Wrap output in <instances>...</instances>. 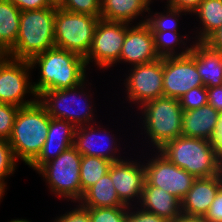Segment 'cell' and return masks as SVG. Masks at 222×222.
Returning a JSON list of instances; mask_svg holds the SVG:
<instances>
[{
	"label": "cell",
	"instance_id": "obj_1",
	"mask_svg": "<svg viewBox=\"0 0 222 222\" xmlns=\"http://www.w3.org/2000/svg\"><path fill=\"white\" fill-rule=\"evenodd\" d=\"M29 62L32 70L40 68V77L33 82L37 96L48 90L69 89L88 81L85 59L65 49L53 47L34 56Z\"/></svg>",
	"mask_w": 222,
	"mask_h": 222
},
{
	"label": "cell",
	"instance_id": "obj_2",
	"mask_svg": "<svg viewBox=\"0 0 222 222\" xmlns=\"http://www.w3.org/2000/svg\"><path fill=\"white\" fill-rule=\"evenodd\" d=\"M156 151L196 178L222 174V162L212 141L181 135L164 143Z\"/></svg>",
	"mask_w": 222,
	"mask_h": 222
},
{
	"label": "cell",
	"instance_id": "obj_3",
	"mask_svg": "<svg viewBox=\"0 0 222 222\" xmlns=\"http://www.w3.org/2000/svg\"><path fill=\"white\" fill-rule=\"evenodd\" d=\"M50 119L38 100L19 108L8 140L16 160L21 159L29 165L39 155L47 138Z\"/></svg>",
	"mask_w": 222,
	"mask_h": 222
},
{
	"label": "cell",
	"instance_id": "obj_4",
	"mask_svg": "<svg viewBox=\"0 0 222 222\" xmlns=\"http://www.w3.org/2000/svg\"><path fill=\"white\" fill-rule=\"evenodd\" d=\"M56 8V5H52L44 9L22 11L18 38L7 56L30 61L34 56L55 47Z\"/></svg>",
	"mask_w": 222,
	"mask_h": 222
},
{
	"label": "cell",
	"instance_id": "obj_5",
	"mask_svg": "<svg viewBox=\"0 0 222 222\" xmlns=\"http://www.w3.org/2000/svg\"><path fill=\"white\" fill-rule=\"evenodd\" d=\"M140 111L143 116L140 117L141 127L153 148L158 150L164 143L182 135L184 111L179 99L159 97L144 104Z\"/></svg>",
	"mask_w": 222,
	"mask_h": 222
},
{
	"label": "cell",
	"instance_id": "obj_6",
	"mask_svg": "<svg viewBox=\"0 0 222 222\" xmlns=\"http://www.w3.org/2000/svg\"><path fill=\"white\" fill-rule=\"evenodd\" d=\"M86 86L87 83L84 81L73 88L48 90L38 96V101L45 107L51 118L66 120L76 128L94 124L97 122L94 120L93 105L90 101L91 94L89 95L90 91L87 92Z\"/></svg>",
	"mask_w": 222,
	"mask_h": 222
},
{
	"label": "cell",
	"instance_id": "obj_7",
	"mask_svg": "<svg viewBox=\"0 0 222 222\" xmlns=\"http://www.w3.org/2000/svg\"><path fill=\"white\" fill-rule=\"evenodd\" d=\"M82 155L74 146L43 164L36 172L43 176L50 192L71 202L81 200L80 165Z\"/></svg>",
	"mask_w": 222,
	"mask_h": 222
},
{
	"label": "cell",
	"instance_id": "obj_8",
	"mask_svg": "<svg viewBox=\"0 0 222 222\" xmlns=\"http://www.w3.org/2000/svg\"><path fill=\"white\" fill-rule=\"evenodd\" d=\"M99 19L57 7L54 26L55 47L85 58L92 45Z\"/></svg>",
	"mask_w": 222,
	"mask_h": 222
},
{
	"label": "cell",
	"instance_id": "obj_9",
	"mask_svg": "<svg viewBox=\"0 0 222 222\" xmlns=\"http://www.w3.org/2000/svg\"><path fill=\"white\" fill-rule=\"evenodd\" d=\"M31 65L29 61L6 56L0 63V102L17 107L35 103L38 96L30 82ZM26 94V95H25ZM30 94L32 98L26 100Z\"/></svg>",
	"mask_w": 222,
	"mask_h": 222
},
{
	"label": "cell",
	"instance_id": "obj_10",
	"mask_svg": "<svg viewBox=\"0 0 222 222\" xmlns=\"http://www.w3.org/2000/svg\"><path fill=\"white\" fill-rule=\"evenodd\" d=\"M127 31V23L99 19L92 45L84 58L86 65L90 62L107 70L117 64Z\"/></svg>",
	"mask_w": 222,
	"mask_h": 222
},
{
	"label": "cell",
	"instance_id": "obj_11",
	"mask_svg": "<svg viewBox=\"0 0 222 222\" xmlns=\"http://www.w3.org/2000/svg\"><path fill=\"white\" fill-rule=\"evenodd\" d=\"M125 78L126 99L138 105L139 110L144 104L164 96L163 58L132 66Z\"/></svg>",
	"mask_w": 222,
	"mask_h": 222
},
{
	"label": "cell",
	"instance_id": "obj_12",
	"mask_svg": "<svg viewBox=\"0 0 222 222\" xmlns=\"http://www.w3.org/2000/svg\"><path fill=\"white\" fill-rule=\"evenodd\" d=\"M146 159L144 186H156L183 200L196 177L168 161L159 152Z\"/></svg>",
	"mask_w": 222,
	"mask_h": 222
},
{
	"label": "cell",
	"instance_id": "obj_13",
	"mask_svg": "<svg viewBox=\"0 0 222 222\" xmlns=\"http://www.w3.org/2000/svg\"><path fill=\"white\" fill-rule=\"evenodd\" d=\"M204 86L195 60L185 56L163 58L164 97L179 99L192 88Z\"/></svg>",
	"mask_w": 222,
	"mask_h": 222
},
{
	"label": "cell",
	"instance_id": "obj_14",
	"mask_svg": "<svg viewBox=\"0 0 222 222\" xmlns=\"http://www.w3.org/2000/svg\"><path fill=\"white\" fill-rule=\"evenodd\" d=\"M130 160V161H129ZM119 199L126 205L139 204L145 183L144 163L138 160L112 162L109 172Z\"/></svg>",
	"mask_w": 222,
	"mask_h": 222
},
{
	"label": "cell",
	"instance_id": "obj_15",
	"mask_svg": "<svg viewBox=\"0 0 222 222\" xmlns=\"http://www.w3.org/2000/svg\"><path fill=\"white\" fill-rule=\"evenodd\" d=\"M145 22L144 18L135 25L127 23L126 36L118 64L125 62L131 64L132 67L153 62L160 58L154 48L153 33Z\"/></svg>",
	"mask_w": 222,
	"mask_h": 222
},
{
	"label": "cell",
	"instance_id": "obj_16",
	"mask_svg": "<svg viewBox=\"0 0 222 222\" xmlns=\"http://www.w3.org/2000/svg\"><path fill=\"white\" fill-rule=\"evenodd\" d=\"M97 126L98 124L94 123V125L88 124L76 128L74 145H73L76 148V150L82 156L87 155V156L101 157L111 162H117L123 160L120 158L121 156L119 154L120 153L119 150L121 149L118 145L121 144L116 143V141L118 142V140L115 138L114 134H112L113 136L109 135L107 129L106 131L105 129L101 130L103 128ZM101 132L104 133L102 134Z\"/></svg>",
	"mask_w": 222,
	"mask_h": 222
},
{
	"label": "cell",
	"instance_id": "obj_17",
	"mask_svg": "<svg viewBox=\"0 0 222 222\" xmlns=\"http://www.w3.org/2000/svg\"><path fill=\"white\" fill-rule=\"evenodd\" d=\"M76 127L62 119L51 118L46 141L39 155L29 164L37 171L43 164L74 145Z\"/></svg>",
	"mask_w": 222,
	"mask_h": 222
},
{
	"label": "cell",
	"instance_id": "obj_18",
	"mask_svg": "<svg viewBox=\"0 0 222 222\" xmlns=\"http://www.w3.org/2000/svg\"><path fill=\"white\" fill-rule=\"evenodd\" d=\"M222 186V174L196 178L191 189L181 201L183 215L205 216Z\"/></svg>",
	"mask_w": 222,
	"mask_h": 222
},
{
	"label": "cell",
	"instance_id": "obj_19",
	"mask_svg": "<svg viewBox=\"0 0 222 222\" xmlns=\"http://www.w3.org/2000/svg\"><path fill=\"white\" fill-rule=\"evenodd\" d=\"M220 113L211 105L184 111L182 135L212 141L216 136Z\"/></svg>",
	"mask_w": 222,
	"mask_h": 222
},
{
	"label": "cell",
	"instance_id": "obj_20",
	"mask_svg": "<svg viewBox=\"0 0 222 222\" xmlns=\"http://www.w3.org/2000/svg\"><path fill=\"white\" fill-rule=\"evenodd\" d=\"M189 55L195 60L196 68L206 87L222 85V53L213 50L205 42L192 41Z\"/></svg>",
	"mask_w": 222,
	"mask_h": 222
},
{
	"label": "cell",
	"instance_id": "obj_21",
	"mask_svg": "<svg viewBox=\"0 0 222 222\" xmlns=\"http://www.w3.org/2000/svg\"><path fill=\"white\" fill-rule=\"evenodd\" d=\"M138 206L173 222L181 212V201L162 188L143 186Z\"/></svg>",
	"mask_w": 222,
	"mask_h": 222
},
{
	"label": "cell",
	"instance_id": "obj_22",
	"mask_svg": "<svg viewBox=\"0 0 222 222\" xmlns=\"http://www.w3.org/2000/svg\"><path fill=\"white\" fill-rule=\"evenodd\" d=\"M150 4V0H101L100 18L133 24L130 22L136 21L144 12H153Z\"/></svg>",
	"mask_w": 222,
	"mask_h": 222
},
{
	"label": "cell",
	"instance_id": "obj_23",
	"mask_svg": "<svg viewBox=\"0 0 222 222\" xmlns=\"http://www.w3.org/2000/svg\"><path fill=\"white\" fill-rule=\"evenodd\" d=\"M79 202L84 207H129L119 199L109 173L91 186Z\"/></svg>",
	"mask_w": 222,
	"mask_h": 222
},
{
	"label": "cell",
	"instance_id": "obj_24",
	"mask_svg": "<svg viewBox=\"0 0 222 222\" xmlns=\"http://www.w3.org/2000/svg\"><path fill=\"white\" fill-rule=\"evenodd\" d=\"M21 11L6 0H0V48L7 54L16 43Z\"/></svg>",
	"mask_w": 222,
	"mask_h": 222
},
{
	"label": "cell",
	"instance_id": "obj_25",
	"mask_svg": "<svg viewBox=\"0 0 222 222\" xmlns=\"http://www.w3.org/2000/svg\"><path fill=\"white\" fill-rule=\"evenodd\" d=\"M193 14L199 17L202 27L192 39H195V42H204L222 25V0H202Z\"/></svg>",
	"mask_w": 222,
	"mask_h": 222
},
{
	"label": "cell",
	"instance_id": "obj_26",
	"mask_svg": "<svg viewBox=\"0 0 222 222\" xmlns=\"http://www.w3.org/2000/svg\"><path fill=\"white\" fill-rule=\"evenodd\" d=\"M154 37V48L157 55L160 58L164 57H175V56H185L188 55L191 51L192 45L189 44L186 40L188 39L187 35H180L178 32L165 31V32H152ZM182 38H181V37ZM178 45V46H177ZM180 48L182 51L178 52L176 48ZM186 46V47H184ZM177 51V52H176Z\"/></svg>",
	"mask_w": 222,
	"mask_h": 222
},
{
	"label": "cell",
	"instance_id": "obj_27",
	"mask_svg": "<svg viewBox=\"0 0 222 222\" xmlns=\"http://www.w3.org/2000/svg\"><path fill=\"white\" fill-rule=\"evenodd\" d=\"M112 162L95 156H82L80 165L81 199L83 194L109 172Z\"/></svg>",
	"mask_w": 222,
	"mask_h": 222
},
{
	"label": "cell",
	"instance_id": "obj_28",
	"mask_svg": "<svg viewBox=\"0 0 222 222\" xmlns=\"http://www.w3.org/2000/svg\"><path fill=\"white\" fill-rule=\"evenodd\" d=\"M166 6L167 11L164 10V12L162 13L155 12L152 13V15H149L150 13H148V17L145 19V23L149 26L151 32L178 31V18L179 16L183 15L181 13H184V15H186L187 13L179 9L172 8L168 5Z\"/></svg>",
	"mask_w": 222,
	"mask_h": 222
},
{
	"label": "cell",
	"instance_id": "obj_29",
	"mask_svg": "<svg viewBox=\"0 0 222 222\" xmlns=\"http://www.w3.org/2000/svg\"><path fill=\"white\" fill-rule=\"evenodd\" d=\"M17 164L9 141L0 139V202L6 191L7 182L5 179L16 172Z\"/></svg>",
	"mask_w": 222,
	"mask_h": 222
},
{
	"label": "cell",
	"instance_id": "obj_30",
	"mask_svg": "<svg viewBox=\"0 0 222 222\" xmlns=\"http://www.w3.org/2000/svg\"><path fill=\"white\" fill-rule=\"evenodd\" d=\"M90 222H126L128 207H87Z\"/></svg>",
	"mask_w": 222,
	"mask_h": 222
},
{
	"label": "cell",
	"instance_id": "obj_31",
	"mask_svg": "<svg viewBox=\"0 0 222 222\" xmlns=\"http://www.w3.org/2000/svg\"><path fill=\"white\" fill-rule=\"evenodd\" d=\"M58 8L100 18L101 0H62Z\"/></svg>",
	"mask_w": 222,
	"mask_h": 222
},
{
	"label": "cell",
	"instance_id": "obj_32",
	"mask_svg": "<svg viewBox=\"0 0 222 222\" xmlns=\"http://www.w3.org/2000/svg\"><path fill=\"white\" fill-rule=\"evenodd\" d=\"M183 111H190L208 104V94L206 86L192 88L179 98Z\"/></svg>",
	"mask_w": 222,
	"mask_h": 222
},
{
	"label": "cell",
	"instance_id": "obj_33",
	"mask_svg": "<svg viewBox=\"0 0 222 222\" xmlns=\"http://www.w3.org/2000/svg\"><path fill=\"white\" fill-rule=\"evenodd\" d=\"M20 107L0 102V139L9 140Z\"/></svg>",
	"mask_w": 222,
	"mask_h": 222
},
{
	"label": "cell",
	"instance_id": "obj_34",
	"mask_svg": "<svg viewBox=\"0 0 222 222\" xmlns=\"http://www.w3.org/2000/svg\"><path fill=\"white\" fill-rule=\"evenodd\" d=\"M137 211H135V210ZM126 222H170L166 218L160 217L152 212H149L142 207H128V217Z\"/></svg>",
	"mask_w": 222,
	"mask_h": 222
},
{
	"label": "cell",
	"instance_id": "obj_35",
	"mask_svg": "<svg viewBox=\"0 0 222 222\" xmlns=\"http://www.w3.org/2000/svg\"><path fill=\"white\" fill-rule=\"evenodd\" d=\"M76 208L66 212L65 214L56 217L53 222H90V214L87 207H84L80 202Z\"/></svg>",
	"mask_w": 222,
	"mask_h": 222
},
{
	"label": "cell",
	"instance_id": "obj_36",
	"mask_svg": "<svg viewBox=\"0 0 222 222\" xmlns=\"http://www.w3.org/2000/svg\"><path fill=\"white\" fill-rule=\"evenodd\" d=\"M204 218L208 222H222V186L217 191L214 201L211 203Z\"/></svg>",
	"mask_w": 222,
	"mask_h": 222
},
{
	"label": "cell",
	"instance_id": "obj_37",
	"mask_svg": "<svg viewBox=\"0 0 222 222\" xmlns=\"http://www.w3.org/2000/svg\"><path fill=\"white\" fill-rule=\"evenodd\" d=\"M6 1L18 7L21 12L26 10H39L52 6L49 0H6Z\"/></svg>",
	"mask_w": 222,
	"mask_h": 222
},
{
	"label": "cell",
	"instance_id": "obj_38",
	"mask_svg": "<svg viewBox=\"0 0 222 222\" xmlns=\"http://www.w3.org/2000/svg\"><path fill=\"white\" fill-rule=\"evenodd\" d=\"M201 2L202 0H168L166 5L192 15Z\"/></svg>",
	"mask_w": 222,
	"mask_h": 222
},
{
	"label": "cell",
	"instance_id": "obj_39",
	"mask_svg": "<svg viewBox=\"0 0 222 222\" xmlns=\"http://www.w3.org/2000/svg\"><path fill=\"white\" fill-rule=\"evenodd\" d=\"M208 104L222 114V85L207 87Z\"/></svg>",
	"mask_w": 222,
	"mask_h": 222
},
{
	"label": "cell",
	"instance_id": "obj_40",
	"mask_svg": "<svg viewBox=\"0 0 222 222\" xmlns=\"http://www.w3.org/2000/svg\"><path fill=\"white\" fill-rule=\"evenodd\" d=\"M210 48L222 53V25L213 32L205 41Z\"/></svg>",
	"mask_w": 222,
	"mask_h": 222
},
{
	"label": "cell",
	"instance_id": "obj_41",
	"mask_svg": "<svg viewBox=\"0 0 222 222\" xmlns=\"http://www.w3.org/2000/svg\"><path fill=\"white\" fill-rule=\"evenodd\" d=\"M214 150L218 159L222 162V114H220L216 136L213 140Z\"/></svg>",
	"mask_w": 222,
	"mask_h": 222
},
{
	"label": "cell",
	"instance_id": "obj_42",
	"mask_svg": "<svg viewBox=\"0 0 222 222\" xmlns=\"http://www.w3.org/2000/svg\"><path fill=\"white\" fill-rule=\"evenodd\" d=\"M173 222H208L204 216H190L181 214Z\"/></svg>",
	"mask_w": 222,
	"mask_h": 222
},
{
	"label": "cell",
	"instance_id": "obj_43",
	"mask_svg": "<svg viewBox=\"0 0 222 222\" xmlns=\"http://www.w3.org/2000/svg\"><path fill=\"white\" fill-rule=\"evenodd\" d=\"M9 222H31L30 220L28 221L27 219H13V220H11V221H9Z\"/></svg>",
	"mask_w": 222,
	"mask_h": 222
},
{
	"label": "cell",
	"instance_id": "obj_44",
	"mask_svg": "<svg viewBox=\"0 0 222 222\" xmlns=\"http://www.w3.org/2000/svg\"><path fill=\"white\" fill-rule=\"evenodd\" d=\"M62 0H49L52 5H58Z\"/></svg>",
	"mask_w": 222,
	"mask_h": 222
},
{
	"label": "cell",
	"instance_id": "obj_45",
	"mask_svg": "<svg viewBox=\"0 0 222 222\" xmlns=\"http://www.w3.org/2000/svg\"><path fill=\"white\" fill-rule=\"evenodd\" d=\"M7 55H0V63Z\"/></svg>",
	"mask_w": 222,
	"mask_h": 222
},
{
	"label": "cell",
	"instance_id": "obj_46",
	"mask_svg": "<svg viewBox=\"0 0 222 222\" xmlns=\"http://www.w3.org/2000/svg\"><path fill=\"white\" fill-rule=\"evenodd\" d=\"M0 55H7V54L0 48Z\"/></svg>",
	"mask_w": 222,
	"mask_h": 222
}]
</instances>
